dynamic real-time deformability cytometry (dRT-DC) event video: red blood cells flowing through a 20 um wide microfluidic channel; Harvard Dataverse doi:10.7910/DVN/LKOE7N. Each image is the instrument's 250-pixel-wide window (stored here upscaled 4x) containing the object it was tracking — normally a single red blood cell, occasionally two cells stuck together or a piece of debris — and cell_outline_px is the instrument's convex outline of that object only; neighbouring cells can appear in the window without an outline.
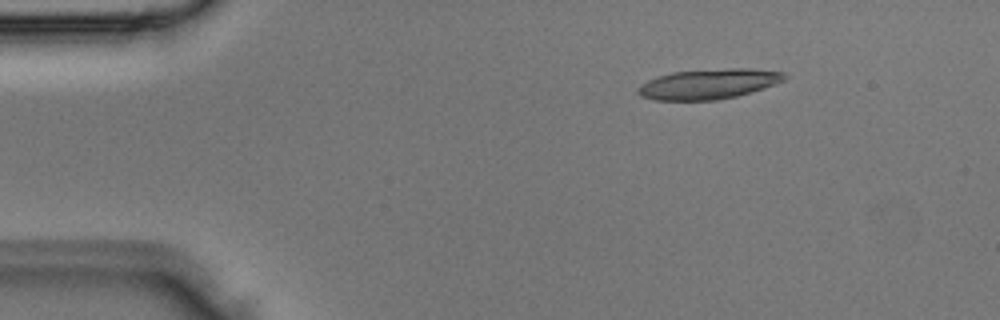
{"species": "Egyptian fruit bat (a non-hibernating species)", "species_latin": "Rousettus aegyptiacus", "temperature_condition": "room temperature", "stored_images_in_passage": 4, "camera_frame_rate_fps": 3000, "um_per_image_px": 0.085, "animal": {"sex": "male"}, "frame": {"image": 1, "passage_image": 2, "time_ms": 0.333, "image_size_px": [1000, 320], "cell_outline_px": [[788, 76], [784, 80], [764, 88], [736, 96], [716, 100], [652, 100], [640, 96], [636, 92], [636, 88], [640, 84], [648, 80], [672, 72], [732, 68], [748, 68], [784, 72]], "centroid_in_image_um": [60.2, 7.14], "position_along_channel_um": 24.8, "area_um2": 25.66}}
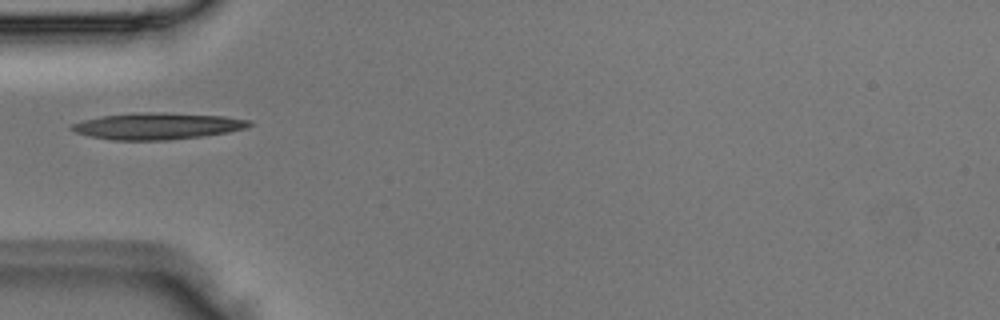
{"frame": {"image": 2, "passage_image": 4, "time_ms": 1.0, "image_size_px": [1000, 320], "cell_outline_px": [[252, 124], [244, 128], [228, 132], [200, 136], [168, 140], [112, 140], [88, 136], [76, 132], [68, 128], [72, 124], [84, 120], [100, 116], [136, 112], [160, 112], [224, 116], [248, 120]], "centroid_in_image_um": [13.31, 10.71], "position_along_channel_um": 71.7, "area_um2": 27.4}}